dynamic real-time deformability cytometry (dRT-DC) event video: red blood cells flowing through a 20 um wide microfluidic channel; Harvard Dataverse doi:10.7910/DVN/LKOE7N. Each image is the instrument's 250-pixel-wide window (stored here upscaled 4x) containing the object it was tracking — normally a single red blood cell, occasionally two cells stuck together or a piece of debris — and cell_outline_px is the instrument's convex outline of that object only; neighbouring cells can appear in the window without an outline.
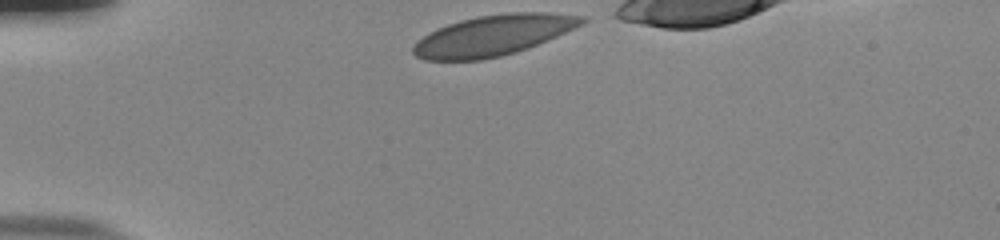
{"species": "human", "species_latin": "Homo sapiens", "temperature_condition": "room temperature", "stored_images_in_passage": 33, "camera_frame_rate_fps": 3000, "um_per_image_px": 0.085, "donor": {"sex": "male"}, "frame": {"image": 1, "passage_image": 1, "time_ms": 0.0, "image_size_px": [1000, 240], "cell_outline_px": [[588, 20], [584, 24], [548, 40], [528, 48], [516, 52], [500, 56], [480, 60], [424, 60], [416, 56], [412, 52], [412, 48], [416, 40], [428, 32], [436, 28], [460, 20], [476, 16], [508, 12], [548, 12], [588, 16]], "centroid_in_image_um": [41.94, 2.99], "position_along_channel_um": 43.1, "area_um2": 40.34}}
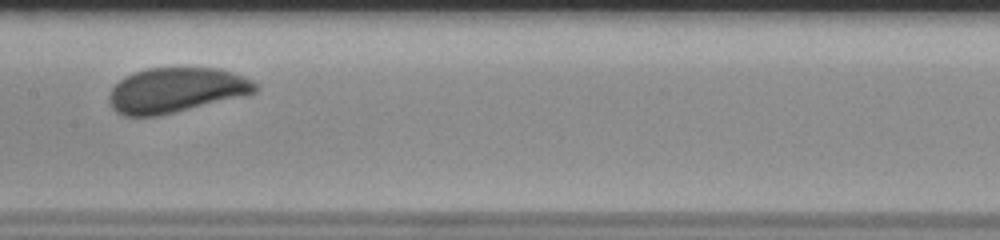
{"frame": {"image": 2, "passage_image": 16, "time_ms": 5.0, "image_size_px": [1000, 240], "cell_outline_px": [[256, 92], [160, 116], [124, 116], [116, 112], [112, 108], [108, 100], [108, 96], [112, 88], [124, 76], [148, 68], [220, 68], [232, 72], [252, 80], [256, 84]], "centroid_in_image_um": [14.91, 7.67], "position_along_channel_um": 192.5, "area_um2": 38.03}}
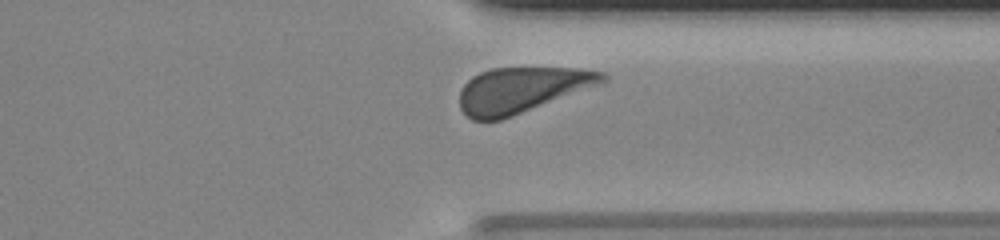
{"frame": {"image": 3, "passage_image": 30, "time_ms": 9.667, "image_size_px": [1000, 240], "cell_outline_px": [[608, 80], [512, 116], [500, 120], [472, 120], [460, 108], [460, 92], [464, 84], [472, 76], [480, 72], [492, 68], [576, 68], [604, 72], [608, 76]], "centroid_in_image_um": [44.3, 7.63], "position_along_channel_um": 367.1, "area_um2": 37.28}, "authors_computed_cell_mechanics": {"area_um2": 38.437, "velocity_mm_per_s": 3.7412, "shape_relaxation_time_tau1_ms": 2.3955, "shape_relaxation_time_tau2_ms": null, "deformation_change_tau1": 0.0951, "deformation_change_tau2": null}}